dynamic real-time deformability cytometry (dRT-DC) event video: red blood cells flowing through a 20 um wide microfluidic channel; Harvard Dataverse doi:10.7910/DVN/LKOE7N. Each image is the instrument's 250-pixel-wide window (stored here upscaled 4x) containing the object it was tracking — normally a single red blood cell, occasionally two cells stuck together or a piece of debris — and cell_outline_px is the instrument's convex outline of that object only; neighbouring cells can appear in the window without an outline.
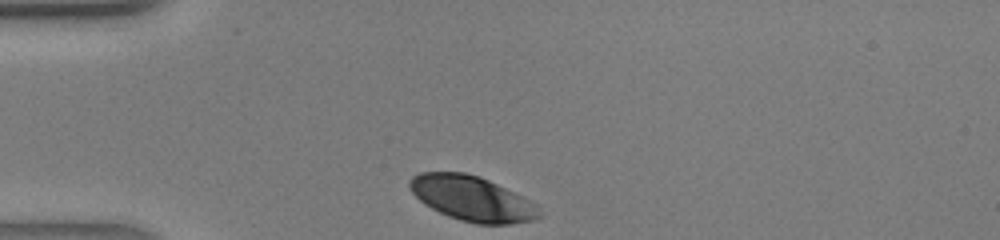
{"species": "human", "species_latin": "Homo sapiens", "temperature_condition": "warm", "stored_images_in_passage": 24, "camera_frame_rate_fps": 3000, "um_per_image_px": 0.085, "donor": {"sex": "male"}, "frame": {"image": 1, "passage_image": 1, "time_ms": 0.0, "image_size_px": [1000, 240], "cell_outline_px": [[544, 216], [536, 220], [512, 224], [476, 224], [460, 220], [448, 216], [424, 204], [408, 188], [408, 180], [412, 176], [420, 172], [464, 172], [480, 176], [536, 204]], "centroid_in_image_um": [40.12, 16.88], "position_along_channel_um": 44.9, "area_um2": 33.99}}
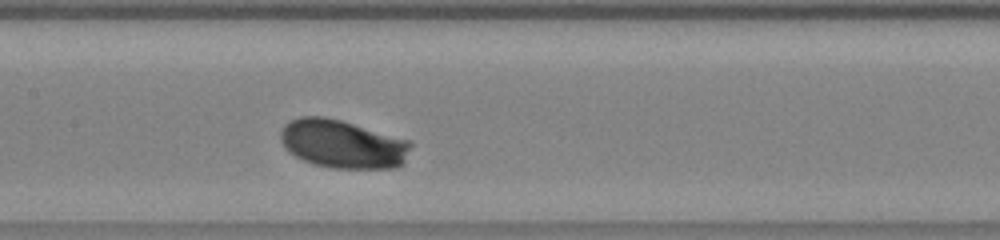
{"frame": {"image": 2, "passage_image": 11, "time_ms": 3.333, "image_size_px": [1000, 240], "cell_outline_px": [[412, 144], [404, 164], [396, 168], [332, 168], [312, 164], [288, 152], [284, 148], [280, 140], [280, 132], [284, 124], [300, 116], [324, 116], [340, 120], [412, 140]], "centroid_in_image_um": [29.14, 12.24], "position_along_channel_um": 178.3, "area_um2": 37.11}}
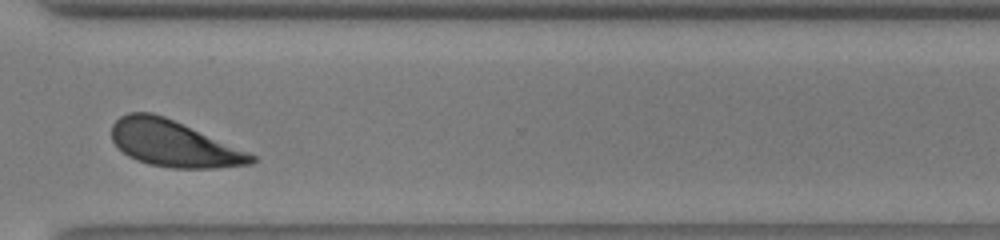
{"frame": {"image": 3, "passage_image": 22, "time_ms": 7.0, "image_size_px": [1000, 240], "cell_outline_px": [[256, 160], [252, 164], [216, 168], [172, 168], [148, 164], [136, 160], [128, 156], [112, 140], [112, 124], [120, 116], [128, 112], [152, 112], [164, 116], [248, 152], [256, 156]], "centroid_in_image_um": [14.73, 12.21], "position_along_channel_um": 355.9, "area_um2": 37.28}}